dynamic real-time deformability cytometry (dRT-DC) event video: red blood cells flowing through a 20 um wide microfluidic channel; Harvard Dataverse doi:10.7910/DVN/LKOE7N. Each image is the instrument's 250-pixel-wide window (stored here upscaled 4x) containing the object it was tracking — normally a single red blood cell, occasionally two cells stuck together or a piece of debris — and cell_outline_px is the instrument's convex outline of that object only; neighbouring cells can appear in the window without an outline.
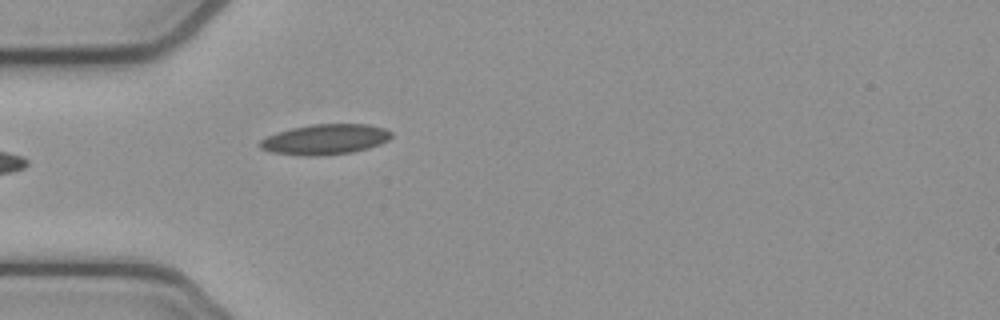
{"species": "common noctule bat (a hibernating species)", "species_latin": "Nyctalus noctula", "temperature_condition": "cold", "stored_images_in_passage": 23, "camera_frame_rate_fps": 3000, "um_per_image_px": 0.085, "animal": {"sex": "female", "body_mass_g": 21.9}, "frame": {"image": 1, "passage_image": 1, "time_ms": 0.0, "image_size_px": [1000, 320], "cell_outline_px": [[392, 136], [388, 140], [380, 144], [368, 148], [352, 152], [316, 156], [300, 156], [272, 152], [260, 148], [260, 140], [268, 136], [292, 128], [312, 124], [368, 124], [384, 128], [392, 132]], "centroid_in_image_um": [27.66, 11.85], "position_along_channel_um": 57.3, "area_um2": 23.12}}